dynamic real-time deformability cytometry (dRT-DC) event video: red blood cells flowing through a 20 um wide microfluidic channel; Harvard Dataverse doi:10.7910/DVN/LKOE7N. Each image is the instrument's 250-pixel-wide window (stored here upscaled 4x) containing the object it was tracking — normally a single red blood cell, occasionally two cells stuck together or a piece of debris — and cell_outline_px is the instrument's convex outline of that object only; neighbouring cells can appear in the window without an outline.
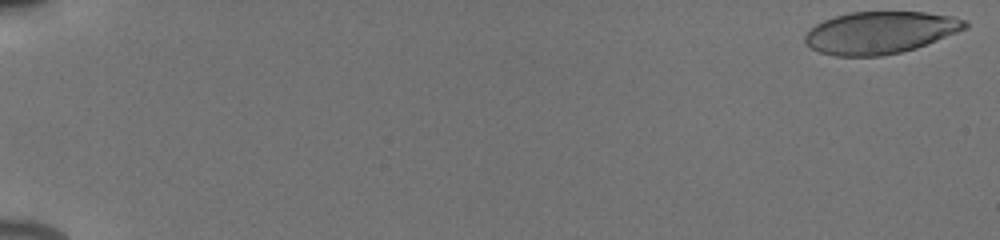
{"species": "human", "species_latin": "Homo sapiens", "temperature_condition": "cold", "stored_images_in_passage": 54, "camera_frame_rate_fps": 3000, "um_per_image_px": 0.085, "donor": {"sex": "male"}, "frame": {"image": 1, "passage_image": 1, "time_ms": 0.0, "image_size_px": [1000, 240], "cell_outline_px": [[968, 28], [916, 48], [900, 52], [880, 56], [836, 56], [820, 52], [804, 44], [804, 36], [816, 24], [824, 20], [848, 12], [924, 12], [952, 16], [964, 20], [968, 24]], "centroid_in_image_um": [74.8, 2.77], "position_along_channel_um": 10.2, "area_um2": 39.19}}
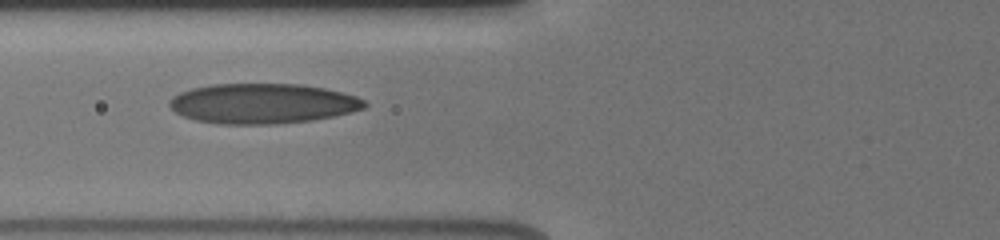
{"frame": {"image": 2, "passage_image": 23, "time_ms": 7.333, "image_size_px": [1000, 240], "cell_outline_px": [[368, 104], [364, 108], [332, 116], [312, 120], [276, 124], [216, 124], [196, 120], [184, 116], [176, 112], [168, 104], [168, 100], [172, 96], [180, 92], [192, 88], [212, 84], [300, 84], [324, 88], [356, 96], [364, 100]], "centroid_in_image_um": [22.28, 8.8], "position_along_channel_um": 103.5, "area_um2": 45.49}}
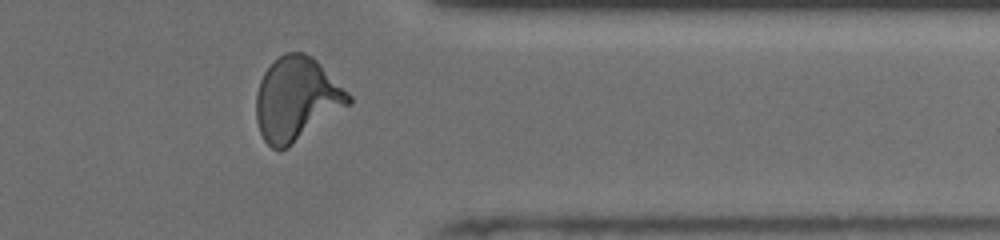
{"frame": {"image": 3, "passage_image": 45, "time_ms": 14.667, "image_size_px": [1000, 240], "cell_outline_px": [[352, 104], [288, 148], [280, 152], [272, 148], [264, 140], [260, 132], [256, 120], [256, 92], [260, 80], [264, 72], [284, 52], [304, 52], [312, 56], [352, 96]], "centroid_in_image_um": [25.21, 8.45], "position_along_channel_um": 386.2, "area_um2": 45.26}, "authors_computed_cell_mechanics": {"area_um2": 42.8009, "velocity_mm_per_s": 3.9153, "shape_relaxation_time_tau1_ms": 5.4801, "shape_relaxation_time_tau2_ms": 1.1595, "deformation_change_tau1": 0.2082, "deformation_change_tau2": 0.0864}}